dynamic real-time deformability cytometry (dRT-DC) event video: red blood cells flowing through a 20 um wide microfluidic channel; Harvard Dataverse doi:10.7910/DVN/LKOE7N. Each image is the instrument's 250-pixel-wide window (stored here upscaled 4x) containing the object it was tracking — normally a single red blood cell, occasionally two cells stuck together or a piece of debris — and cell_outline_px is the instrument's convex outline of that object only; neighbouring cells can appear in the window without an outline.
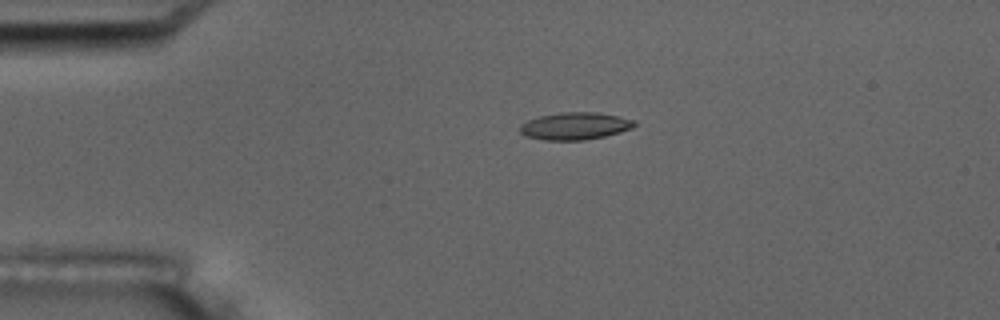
{"species": "common noctule bat (a hibernating species)", "species_latin": "Nyctalus noctula", "temperature_condition": "room temperature", "stored_images_in_passage": 3, "camera_frame_rate_fps": 3000, "um_per_image_px": 0.085, "animal": {"sex": "male", "body_mass_g": 17.5, "forearm_length_mm": 52.3}, "frame": {"image": 1, "passage_image": 2, "time_ms": 1.333, "image_size_px": [1000, 320], "cell_outline_px": [[636, 124], [632, 128], [620, 132], [604, 136], [584, 140], [544, 140], [524, 136], [520, 132], [520, 124], [528, 120], [540, 116], [560, 112], [596, 112], [636, 120]], "centroid_in_image_um": [48.85, 10.71], "position_along_channel_um": 36.1, "area_um2": 18.21}}